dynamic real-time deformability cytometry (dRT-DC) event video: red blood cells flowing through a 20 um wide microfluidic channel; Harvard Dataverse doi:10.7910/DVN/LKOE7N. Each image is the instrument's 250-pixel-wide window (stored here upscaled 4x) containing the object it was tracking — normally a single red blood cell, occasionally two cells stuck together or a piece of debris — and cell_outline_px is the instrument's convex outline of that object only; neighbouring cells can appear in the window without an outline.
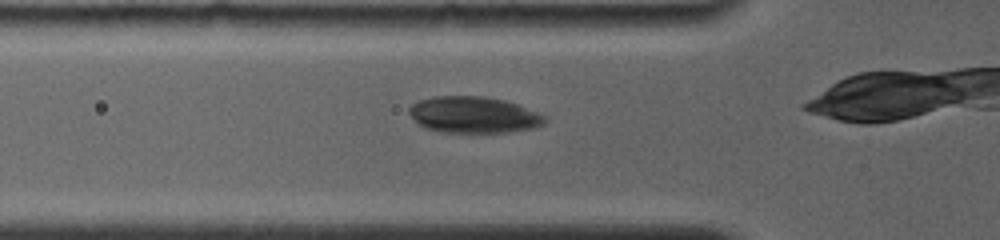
{"species": "common noctule bat (a hibernating species)", "species_latin": "Nyctalus noctula", "temperature_condition": "room temperature", "stored_images_in_passage": 6, "camera_frame_rate_fps": 4000, "um_per_image_px": 0.085, "animal": {"sex": "female", "body_mass_g": 19.0, "forearm_length_mm": 56.7}, "frame": {"image": 1, "passage_image": 3, "time_ms": 1.25, "image_size_px": [1000, 240], "cell_outline_px": [[548, 120], [544, 124], [532, 128], [508, 132], [440, 132], [424, 128], [408, 112], [408, 108], [412, 104], [420, 100], [436, 96], [484, 96], [504, 100], [516, 104], [548, 116]], "centroid_in_image_um": [40.28, 9.76], "position_along_channel_um": 85.5, "area_um2": 28.73}}